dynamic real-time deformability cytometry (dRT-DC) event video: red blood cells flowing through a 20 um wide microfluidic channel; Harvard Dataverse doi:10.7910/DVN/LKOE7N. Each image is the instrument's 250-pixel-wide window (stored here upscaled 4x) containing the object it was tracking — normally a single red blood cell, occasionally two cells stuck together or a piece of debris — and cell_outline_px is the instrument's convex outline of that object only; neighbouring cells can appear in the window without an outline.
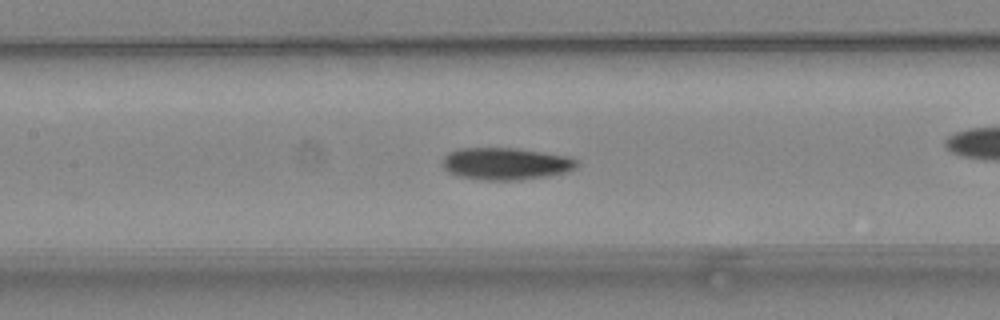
{"species": "common noctule bat (a hibernating species)", "species_latin": "Nyctalus noctula", "temperature_condition": "warm", "stored_images_in_passage": 25, "camera_frame_rate_fps": 3000, "um_per_image_px": 0.085, "animal": {"sex": "female", "body_mass_g": 24.6, "forearm_length_mm": 56.2}, "frame": {"image": 1, "passage_image": 8, "time_ms": 2.333, "image_size_px": [1000, 320], "cell_outline_px": [[580, 164], [576, 168], [568, 172], [548, 176], [520, 180], [484, 180], [460, 176], [448, 172], [444, 168], [444, 156], [448, 152], [460, 148], [516, 148], [568, 156], [580, 160]], "centroid_in_image_um": [43.05, 13.91], "position_along_channel_um": 164.3, "area_um2": 25.32}}
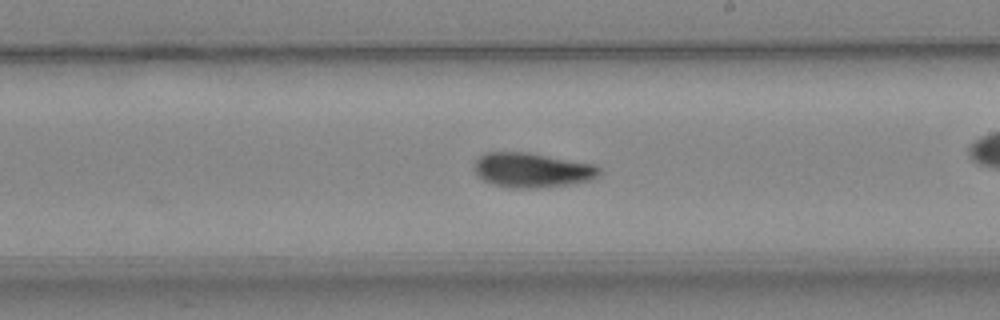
{"frame": {"image": 2, "passage_image": 14, "time_ms": 4.333, "image_size_px": [1000, 320], "cell_outline_px": [[600, 172], [592, 180], [576, 184], [536, 188], [508, 188], [488, 184], [476, 172], [476, 160], [484, 152], [528, 152], [596, 164], [600, 168]], "centroid_in_image_um": [45.26, 14.47], "position_along_channel_um": 243.7, "area_um2": 25.55}}
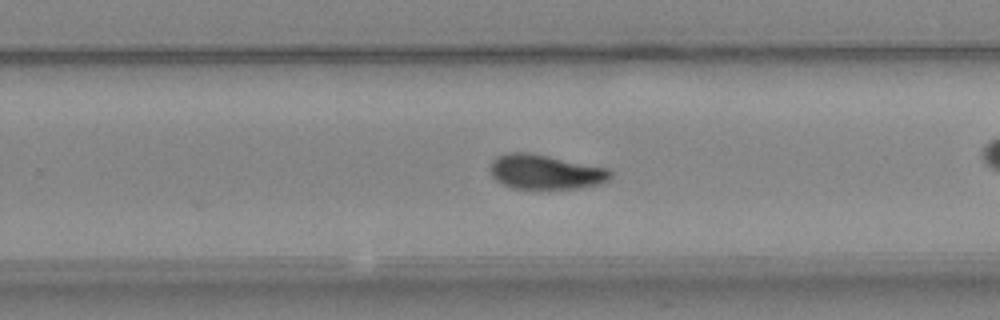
{"frame": {"image": 3, "passage_image": 17, "time_ms": 5.333, "image_size_px": [1000, 320], "cell_outline_px": [[612, 176], [608, 180], [600, 184], [580, 188], [512, 188], [496, 180], [492, 176], [488, 168], [492, 160], [496, 156], [508, 152], [528, 152], [608, 168], [612, 172]], "centroid_in_image_um": [46.33, 14.6], "position_along_channel_um": 283.5, "area_um2": 24.28}, "authors_computed_cell_mechanics": {"area_um2": 25.0852, "velocity_mm_per_s": 3.9914, "shape_relaxation_time_tau1_ms": 3.631, "shape_relaxation_time_tau2_ms": 2.8492, "deformation_change_tau1": 0.1409, "deformation_change_tau2": 0.0809}}